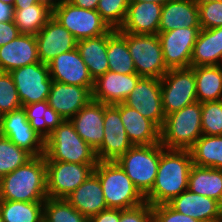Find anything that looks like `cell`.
Listing matches in <instances>:
<instances>
[{"label":"cell","instance_id":"obj_6","mask_svg":"<svg viewBox=\"0 0 222 222\" xmlns=\"http://www.w3.org/2000/svg\"><path fill=\"white\" fill-rule=\"evenodd\" d=\"M161 144L132 146L116 162L124 169L134 186L145 196L153 187L162 151Z\"/></svg>","mask_w":222,"mask_h":222},{"label":"cell","instance_id":"obj_7","mask_svg":"<svg viewBox=\"0 0 222 222\" xmlns=\"http://www.w3.org/2000/svg\"><path fill=\"white\" fill-rule=\"evenodd\" d=\"M52 16L65 27L77 41L109 33L112 29L97 10H87L63 0L52 9Z\"/></svg>","mask_w":222,"mask_h":222},{"label":"cell","instance_id":"obj_39","mask_svg":"<svg viewBox=\"0 0 222 222\" xmlns=\"http://www.w3.org/2000/svg\"><path fill=\"white\" fill-rule=\"evenodd\" d=\"M202 135H222V100L201 103Z\"/></svg>","mask_w":222,"mask_h":222},{"label":"cell","instance_id":"obj_50","mask_svg":"<svg viewBox=\"0 0 222 222\" xmlns=\"http://www.w3.org/2000/svg\"><path fill=\"white\" fill-rule=\"evenodd\" d=\"M190 1L197 6H199L203 3H206V2H213V1L214 2H217V1L222 2V0H190Z\"/></svg>","mask_w":222,"mask_h":222},{"label":"cell","instance_id":"obj_25","mask_svg":"<svg viewBox=\"0 0 222 222\" xmlns=\"http://www.w3.org/2000/svg\"><path fill=\"white\" fill-rule=\"evenodd\" d=\"M66 200L88 219L107 209L102 185L95 173L91 174Z\"/></svg>","mask_w":222,"mask_h":222},{"label":"cell","instance_id":"obj_44","mask_svg":"<svg viewBox=\"0 0 222 222\" xmlns=\"http://www.w3.org/2000/svg\"><path fill=\"white\" fill-rule=\"evenodd\" d=\"M20 34L14 21L0 22V47L11 42Z\"/></svg>","mask_w":222,"mask_h":222},{"label":"cell","instance_id":"obj_27","mask_svg":"<svg viewBox=\"0 0 222 222\" xmlns=\"http://www.w3.org/2000/svg\"><path fill=\"white\" fill-rule=\"evenodd\" d=\"M115 31V29H112L109 33L77 41L76 48L93 80L109 71L107 59L108 38Z\"/></svg>","mask_w":222,"mask_h":222},{"label":"cell","instance_id":"obj_5","mask_svg":"<svg viewBox=\"0 0 222 222\" xmlns=\"http://www.w3.org/2000/svg\"><path fill=\"white\" fill-rule=\"evenodd\" d=\"M200 102L185 106L165 117L160 143L166 149H190L202 136Z\"/></svg>","mask_w":222,"mask_h":222},{"label":"cell","instance_id":"obj_38","mask_svg":"<svg viewBox=\"0 0 222 222\" xmlns=\"http://www.w3.org/2000/svg\"><path fill=\"white\" fill-rule=\"evenodd\" d=\"M130 0H99L97 11L111 29L119 30L123 25Z\"/></svg>","mask_w":222,"mask_h":222},{"label":"cell","instance_id":"obj_26","mask_svg":"<svg viewBox=\"0 0 222 222\" xmlns=\"http://www.w3.org/2000/svg\"><path fill=\"white\" fill-rule=\"evenodd\" d=\"M186 27H200L198 6L190 0L167 1L162 6L158 33Z\"/></svg>","mask_w":222,"mask_h":222},{"label":"cell","instance_id":"obj_2","mask_svg":"<svg viewBox=\"0 0 222 222\" xmlns=\"http://www.w3.org/2000/svg\"><path fill=\"white\" fill-rule=\"evenodd\" d=\"M47 197L44 155L33 156L24 165L0 178V200L45 202Z\"/></svg>","mask_w":222,"mask_h":222},{"label":"cell","instance_id":"obj_45","mask_svg":"<svg viewBox=\"0 0 222 222\" xmlns=\"http://www.w3.org/2000/svg\"><path fill=\"white\" fill-rule=\"evenodd\" d=\"M120 221V209L107 208L100 213L92 216L89 222H119Z\"/></svg>","mask_w":222,"mask_h":222},{"label":"cell","instance_id":"obj_34","mask_svg":"<svg viewBox=\"0 0 222 222\" xmlns=\"http://www.w3.org/2000/svg\"><path fill=\"white\" fill-rule=\"evenodd\" d=\"M189 150L193 165L222 169V135H202Z\"/></svg>","mask_w":222,"mask_h":222},{"label":"cell","instance_id":"obj_22","mask_svg":"<svg viewBox=\"0 0 222 222\" xmlns=\"http://www.w3.org/2000/svg\"><path fill=\"white\" fill-rule=\"evenodd\" d=\"M174 210L200 222H220L222 205L209 197L184 191L168 203Z\"/></svg>","mask_w":222,"mask_h":222},{"label":"cell","instance_id":"obj_53","mask_svg":"<svg viewBox=\"0 0 222 222\" xmlns=\"http://www.w3.org/2000/svg\"><path fill=\"white\" fill-rule=\"evenodd\" d=\"M2 114H1V112H0V126H1V120H2Z\"/></svg>","mask_w":222,"mask_h":222},{"label":"cell","instance_id":"obj_28","mask_svg":"<svg viewBox=\"0 0 222 222\" xmlns=\"http://www.w3.org/2000/svg\"><path fill=\"white\" fill-rule=\"evenodd\" d=\"M222 57V27L201 29L194 44L190 67L219 65Z\"/></svg>","mask_w":222,"mask_h":222},{"label":"cell","instance_id":"obj_32","mask_svg":"<svg viewBox=\"0 0 222 222\" xmlns=\"http://www.w3.org/2000/svg\"><path fill=\"white\" fill-rule=\"evenodd\" d=\"M22 107L30 125L44 140L65 120L53 108L49 107L48 101L31 103Z\"/></svg>","mask_w":222,"mask_h":222},{"label":"cell","instance_id":"obj_24","mask_svg":"<svg viewBox=\"0 0 222 222\" xmlns=\"http://www.w3.org/2000/svg\"><path fill=\"white\" fill-rule=\"evenodd\" d=\"M120 116L133 146L160 143V128L137 110L120 103Z\"/></svg>","mask_w":222,"mask_h":222},{"label":"cell","instance_id":"obj_19","mask_svg":"<svg viewBox=\"0 0 222 222\" xmlns=\"http://www.w3.org/2000/svg\"><path fill=\"white\" fill-rule=\"evenodd\" d=\"M93 87L68 85L52 81L48 96L49 107L53 108L65 120H70L92 98Z\"/></svg>","mask_w":222,"mask_h":222},{"label":"cell","instance_id":"obj_13","mask_svg":"<svg viewBox=\"0 0 222 222\" xmlns=\"http://www.w3.org/2000/svg\"><path fill=\"white\" fill-rule=\"evenodd\" d=\"M103 126V143L96 150L98 161H117L133 146L121 120L120 103L104 104Z\"/></svg>","mask_w":222,"mask_h":222},{"label":"cell","instance_id":"obj_52","mask_svg":"<svg viewBox=\"0 0 222 222\" xmlns=\"http://www.w3.org/2000/svg\"><path fill=\"white\" fill-rule=\"evenodd\" d=\"M4 3H7V4H10V5H13L14 4V0H0Z\"/></svg>","mask_w":222,"mask_h":222},{"label":"cell","instance_id":"obj_48","mask_svg":"<svg viewBox=\"0 0 222 222\" xmlns=\"http://www.w3.org/2000/svg\"><path fill=\"white\" fill-rule=\"evenodd\" d=\"M38 2V0H14L13 7H26Z\"/></svg>","mask_w":222,"mask_h":222},{"label":"cell","instance_id":"obj_33","mask_svg":"<svg viewBox=\"0 0 222 222\" xmlns=\"http://www.w3.org/2000/svg\"><path fill=\"white\" fill-rule=\"evenodd\" d=\"M107 59L109 71L120 74L136 73L134 61L127 46V33L116 30L108 38Z\"/></svg>","mask_w":222,"mask_h":222},{"label":"cell","instance_id":"obj_29","mask_svg":"<svg viewBox=\"0 0 222 222\" xmlns=\"http://www.w3.org/2000/svg\"><path fill=\"white\" fill-rule=\"evenodd\" d=\"M188 190L212 198L222 205V169L192 165Z\"/></svg>","mask_w":222,"mask_h":222},{"label":"cell","instance_id":"obj_20","mask_svg":"<svg viewBox=\"0 0 222 222\" xmlns=\"http://www.w3.org/2000/svg\"><path fill=\"white\" fill-rule=\"evenodd\" d=\"M78 135L95 151L104 139V103L91 100L70 119Z\"/></svg>","mask_w":222,"mask_h":222},{"label":"cell","instance_id":"obj_21","mask_svg":"<svg viewBox=\"0 0 222 222\" xmlns=\"http://www.w3.org/2000/svg\"><path fill=\"white\" fill-rule=\"evenodd\" d=\"M162 6L153 2L130 1L119 31L130 34H158Z\"/></svg>","mask_w":222,"mask_h":222},{"label":"cell","instance_id":"obj_42","mask_svg":"<svg viewBox=\"0 0 222 222\" xmlns=\"http://www.w3.org/2000/svg\"><path fill=\"white\" fill-rule=\"evenodd\" d=\"M153 222H200L174 210L169 204L152 206Z\"/></svg>","mask_w":222,"mask_h":222},{"label":"cell","instance_id":"obj_9","mask_svg":"<svg viewBox=\"0 0 222 222\" xmlns=\"http://www.w3.org/2000/svg\"><path fill=\"white\" fill-rule=\"evenodd\" d=\"M160 80L165 116L197 102L196 81L192 67L169 69Z\"/></svg>","mask_w":222,"mask_h":222},{"label":"cell","instance_id":"obj_18","mask_svg":"<svg viewBox=\"0 0 222 222\" xmlns=\"http://www.w3.org/2000/svg\"><path fill=\"white\" fill-rule=\"evenodd\" d=\"M141 77L137 73L107 71L94 80L92 98L106 105L123 103Z\"/></svg>","mask_w":222,"mask_h":222},{"label":"cell","instance_id":"obj_15","mask_svg":"<svg viewBox=\"0 0 222 222\" xmlns=\"http://www.w3.org/2000/svg\"><path fill=\"white\" fill-rule=\"evenodd\" d=\"M123 103L162 128L166 116L162 107L160 79L141 77Z\"/></svg>","mask_w":222,"mask_h":222},{"label":"cell","instance_id":"obj_36","mask_svg":"<svg viewBox=\"0 0 222 222\" xmlns=\"http://www.w3.org/2000/svg\"><path fill=\"white\" fill-rule=\"evenodd\" d=\"M43 222H89L66 199L49 198L44 202Z\"/></svg>","mask_w":222,"mask_h":222},{"label":"cell","instance_id":"obj_3","mask_svg":"<svg viewBox=\"0 0 222 222\" xmlns=\"http://www.w3.org/2000/svg\"><path fill=\"white\" fill-rule=\"evenodd\" d=\"M46 162L97 164L96 151L76 132L70 120H64L45 140Z\"/></svg>","mask_w":222,"mask_h":222},{"label":"cell","instance_id":"obj_14","mask_svg":"<svg viewBox=\"0 0 222 222\" xmlns=\"http://www.w3.org/2000/svg\"><path fill=\"white\" fill-rule=\"evenodd\" d=\"M0 135L9 138L32 156L44 155L45 140L32 128L23 107L3 114Z\"/></svg>","mask_w":222,"mask_h":222},{"label":"cell","instance_id":"obj_12","mask_svg":"<svg viewBox=\"0 0 222 222\" xmlns=\"http://www.w3.org/2000/svg\"><path fill=\"white\" fill-rule=\"evenodd\" d=\"M200 30L201 27H186L157 34L168 69L190 67L194 44Z\"/></svg>","mask_w":222,"mask_h":222},{"label":"cell","instance_id":"obj_10","mask_svg":"<svg viewBox=\"0 0 222 222\" xmlns=\"http://www.w3.org/2000/svg\"><path fill=\"white\" fill-rule=\"evenodd\" d=\"M22 106L47 101L52 79L48 64L36 62L9 72Z\"/></svg>","mask_w":222,"mask_h":222},{"label":"cell","instance_id":"obj_54","mask_svg":"<svg viewBox=\"0 0 222 222\" xmlns=\"http://www.w3.org/2000/svg\"><path fill=\"white\" fill-rule=\"evenodd\" d=\"M222 57H221V60H220V63H219V66L222 68Z\"/></svg>","mask_w":222,"mask_h":222},{"label":"cell","instance_id":"obj_17","mask_svg":"<svg viewBox=\"0 0 222 222\" xmlns=\"http://www.w3.org/2000/svg\"><path fill=\"white\" fill-rule=\"evenodd\" d=\"M48 67L53 81L82 87L94 86V80L77 48L57 55Z\"/></svg>","mask_w":222,"mask_h":222},{"label":"cell","instance_id":"obj_49","mask_svg":"<svg viewBox=\"0 0 222 222\" xmlns=\"http://www.w3.org/2000/svg\"><path fill=\"white\" fill-rule=\"evenodd\" d=\"M38 1L41 3L47 4L49 7H51L53 9L55 6H57L63 0H38Z\"/></svg>","mask_w":222,"mask_h":222},{"label":"cell","instance_id":"obj_8","mask_svg":"<svg viewBox=\"0 0 222 222\" xmlns=\"http://www.w3.org/2000/svg\"><path fill=\"white\" fill-rule=\"evenodd\" d=\"M127 46L140 77L161 79L168 72L157 34L127 33Z\"/></svg>","mask_w":222,"mask_h":222},{"label":"cell","instance_id":"obj_41","mask_svg":"<svg viewBox=\"0 0 222 222\" xmlns=\"http://www.w3.org/2000/svg\"><path fill=\"white\" fill-rule=\"evenodd\" d=\"M201 29L222 27V2H206L198 6Z\"/></svg>","mask_w":222,"mask_h":222},{"label":"cell","instance_id":"obj_23","mask_svg":"<svg viewBox=\"0 0 222 222\" xmlns=\"http://www.w3.org/2000/svg\"><path fill=\"white\" fill-rule=\"evenodd\" d=\"M40 62L35 35L19 34L11 42L0 47V72Z\"/></svg>","mask_w":222,"mask_h":222},{"label":"cell","instance_id":"obj_35","mask_svg":"<svg viewBox=\"0 0 222 222\" xmlns=\"http://www.w3.org/2000/svg\"><path fill=\"white\" fill-rule=\"evenodd\" d=\"M44 202L0 200L3 222H43Z\"/></svg>","mask_w":222,"mask_h":222},{"label":"cell","instance_id":"obj_30","mask_svg":"<svg viewBox=\"0 0 222 222\" xmlns=\"http://www.w3.org/2000/svg\"><path fill=\"white\" fill-rule=\"evenodd\" d=\"M196 96L200 103L222 100V68L219 65L192 67Z\"/></svg>","mask_w":222,"mask_h":222},{"label":"cell","instance_id":"obj_43","mask_svg":"<svg viewBox=\"0 0 222 222\" xmlns=\"http://www.w3.org/2000/svg\"><path fill=\"white\" fill-rule=\"evenodd\" d=\"M119 222H153L152 206L145 201L132 208L120 209Z\"/></svg>","mask_w":222,"mask_h":222},{"label":"cell","instance_id":"obj_51","mask_svg":"<svg viewBox=\"0 0 222 222\" xmlns=\"http://www.w3.org/2000/svg\"><path fill=\"white\" fill-rule=\"evenodd\" d=\"M130 1L153 2L156 4L164 5L169 0H130Z\"/></svg>","mask_w":222,"mask_h":222},{"label":"cell","instance_id":"obj_47","mask_svg":"<svg viewBox=\"0 0 222 222\" xmlns=\"http://www.w3.org/2000/svg\"><path fill=\"white\" fill-rule=\"evenodd\" d=\"M72 5L87 10H96L99 0H67Z\"/></svg>","mask_w":222,"mask_h":222},{"label":"cell","instance_id":"obj_4","mask_svg":"<svg viewBox=\"0 0 222 222\" xmlns=\"http://www.w3.org/2000/svg\"><path fill=\"white\" fill-rule=\"evenodd\" d=\"M94 173L101 182L107 208L124 210L145 202L144 196L116 161H98Z\"/></svg>","mask_w":222,"mask_h":222},{"label":"cell","instance_id":"obj_11","mask_svg":"<svg viewBox=\"0 0 222 222\" xmlns=\"http://www.w3.org/2000/svg\"><path fill=\"white\" fill-rule=\"evenodd\" d=\"M96 164L46 162L47 196L66 199L91 174Z\"/></svg>","mask_w":222,"mask_h":222},{"label":"cell","instance_id":"obj_16","mask_svg":"<svg viewBox=\"0 0 222 222\" xmlns=\"http://www.w3.org/2000/svg\"><path fill=\"white\" fill-rule=\"evenodd\" d=\"M40 62L48 64L57 55L69 52L77 47L75 37L53 16L35 35Z\"/></svg>","mask_w":222,"mask_h":222},{"label":"cell","instance_id":"obj_46","mask_svg":"<svg viewBox=\"0 0 222 222\" xmlns=\"http://www.w3.org/2000/svg\"><path fill=\"white\" fill-rule=\"evenodd\" d=\"M14 7L13 5L0 1V22H8L13 20Z\"/></svg>","mask_w":222,"mask_h":222},{"label":"cell","instance_id":"obj_37","mask_svg":"<svg viewBox=\"0 0 222 222\" xmlns=\"http://www.w3.org/2000/svg\"><path fill=\"white\" fill-rule=\"evenodd\" d=\"M33 156L16 146L9 138L0 135V178L24 165Z\"/></svg>","mask_w":222,"mask_h":222},{"label":"cell","instance_id":"obj_31","mask_svg":"<svg viewBox=\"0 0 222 222\" xmlns=\"http://www.w3.org/2000/svg\"><path fill=\"white\" fill-rule=\"evenodd\" d=\"M52 17V8L38 2L26 7H14L13 21L20 34L36 35Z\"/></svg>","mask_w":222,"mask_h":222},{"label":"cell","instance_id":"obj_40","mask_svg":"<svg viewBox=\"0 0 222 222\" xmlns=\"http://www.w3.org/2000/svg\"><path fill=\"white\" fill-rule=\"evenodd\" d=\"M22 104L9 72H0V112L5 114L20 109Z\"/></svg>","mask_w":222,"mask_h":222},{"label":"cell","instance_id":"obj_55","mask_svg":"<svg viewBox=\"0 0 222 222\" xmlns=\"http://www.w3.org/2000/svg\"><path fill=\"white\" fill-rule=\"evenodd\" d=\"M0 222H3V220H2V216H1V213H0Z\"/></svg>","mask_w":222,"mask_h":222},{"label":"cell","instance_id":"obj_1","mask_svg":"<svg viewBox=\"0 0 222 222\" xmlns=\"http://www.w3.org/2000/svg\"><path fill=\"white\" fill-rule=\"evenodd\" d=\"M193 165L189 149H164L152 189L144 196L151 206L168 204L188 189Z\"/></svg>","mask_w":222,"mask_h":222}]
</instances>
